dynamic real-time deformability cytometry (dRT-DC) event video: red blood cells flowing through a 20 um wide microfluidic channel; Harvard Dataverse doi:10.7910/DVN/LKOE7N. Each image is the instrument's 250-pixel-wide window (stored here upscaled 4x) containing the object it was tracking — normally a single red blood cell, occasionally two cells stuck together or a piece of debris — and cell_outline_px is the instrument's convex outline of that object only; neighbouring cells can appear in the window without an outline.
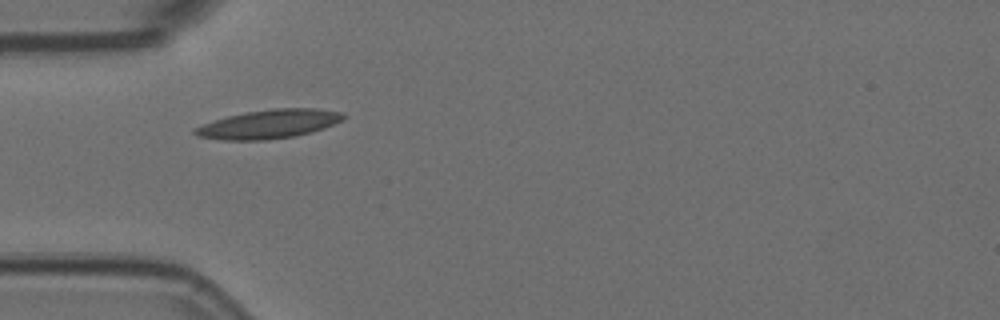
{"species": "Egyptian fruit bat (a non-hibernating species)", "species_latin": "Rousettus aegyptiacus", "temperature_condition": "room temperature", "stored_images_in_passage": 2, "camera_frame_rate_fps": 3000, "um_per_image_px": 0.085, "animal": {"sex": "female"}, "frame": {"image": 1, "passage_image": 1, "time_ms": 0.0, "image_size_px": [1000, 320], "cell_outline_px": [[348, 116], [344, 120], [324, 128], [312, 132], [296, 136], [268, 140], [224, 140], [196, 136], [192, 132], [192, 128], [228, 116], [248, 112], [272, 108], [316, 108], [344, 112]], "centroid_in_image_um": [22.92, 10.55], "position_along_channel_um": 62.1, "area_um2": 25.14}}
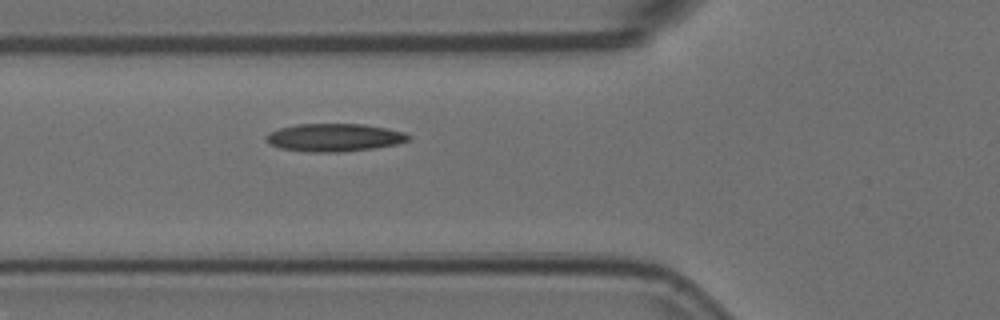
{"frame": {"image": 2, "passage_image": 2, "time_ms": 0.333, "image_size_px": [1000, 320], "cell_outline_px": [[412, 136], [408, 140], [396, 144], [372, 148], [340, 152], [308, 152], [280, 148], [272, 144], [264, 136], [280, 128], [296, 124], [364, 124], [404, 132]], "centroid_in_image_um": [28.43, 11.69], "position_along_channel_um": 97.4, "area_um2": 22.83}}